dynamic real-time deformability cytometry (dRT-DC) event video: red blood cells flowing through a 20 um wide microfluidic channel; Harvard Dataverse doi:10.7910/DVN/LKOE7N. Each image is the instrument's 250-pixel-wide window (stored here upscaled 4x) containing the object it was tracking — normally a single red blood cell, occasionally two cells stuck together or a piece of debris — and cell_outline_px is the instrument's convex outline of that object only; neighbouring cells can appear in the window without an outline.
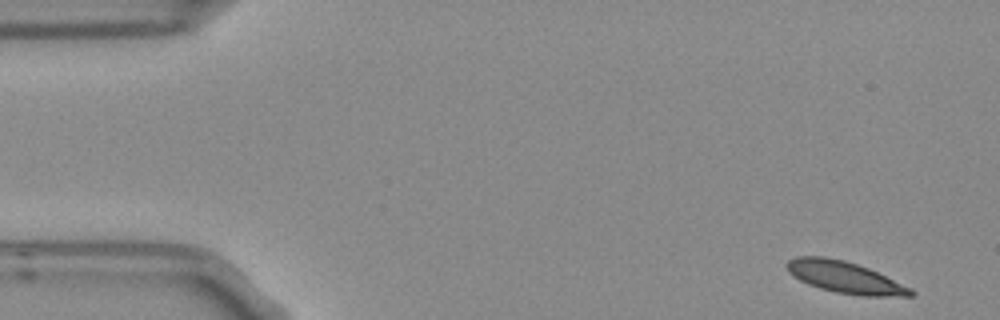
{"species": "Egyptian fruit bat (a non-hibernating species)", "species_latin": "Rousettus aegyptiacus", "temperature_condition": "room temperature", "stored_images_in_passage": 6, "camera_frame_rate_fps": 3000, "um_per_image_px": 0.085, "frame": {"image": 1, "passage_image": 1, "time_ms": 0.0, "image_size_px": [1000, 320], "cell_outline_px": [[916, 292], [912, 296], [860, 296], [836, 292], [820, 288], [808, 284], [792, 276], [788, 272], [784, 264], [788, 260], [796, 256], [824, 256], [844, 260], [868, 268], [912, 288]], "centroid_in_image_um": [71.78, 23.56], "position_along_channel_um": 13.2, "area_um2": 22.95}}
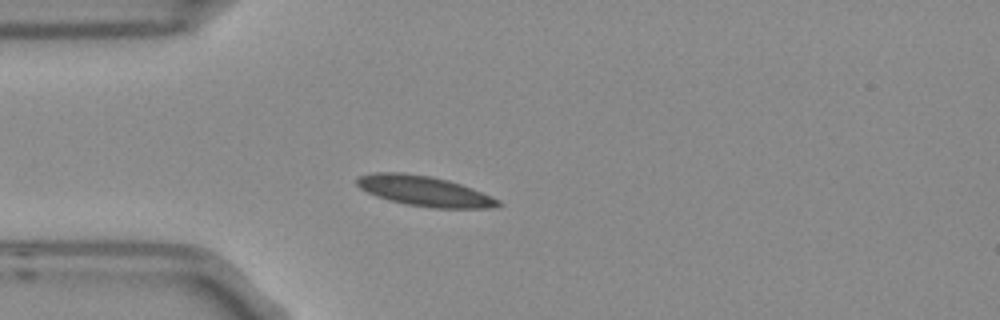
{"frame": {"image": 2, "passage_image": 4, "time_ms": 1.0, "image_size_px": [1000, 320], "cell_outline_px": [[504, 204], [496, 208], [432, 208], [408, 204], [388, 200], [376, 196], [360, 188], [356, 184], [356, 180], [360, 176], [376, 172], [400, 172], [428, 176], [448, 180], [472, 188], [492, 196], [500, 200]], "centroid_in_image_um": [36.12, 16.25], "position_along_channel_um": 48.9, "area_um2": 24.8}}
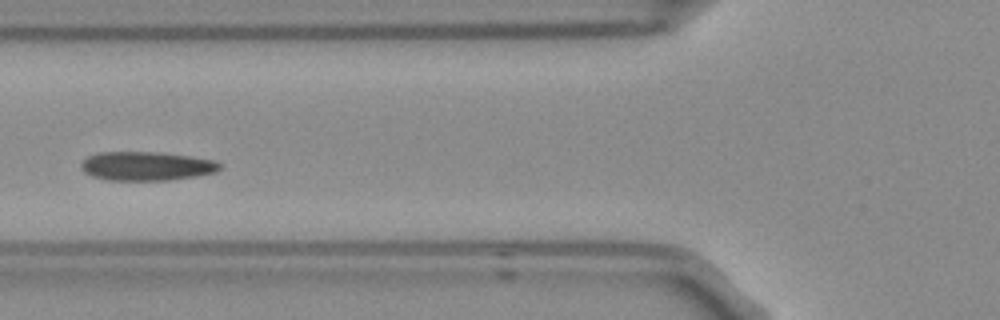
{"frame": {"image": 3, "passage_image": 6, "time_ms": 1.667, "image_size_px": [1000, 320], "cell_outline_px": [[224, 164], [216, 172], [196, 176], [168, 180], [108, 180], [92, 176], [84, 172], [80, 168], [80, 164], [88, 156], [96, 152], [160, 152], [188, 156], [212, 160]], "centroid_in_image_um": [12.43, 14.11], "position_along_channel_um": 113.4, "area_um2": 23.41}}